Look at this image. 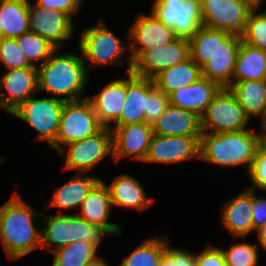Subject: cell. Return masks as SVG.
<instances>
[{
  "label": "cell",
  "instance_id": "1",
  "mask_svg": "<svg viewBox=\"0 0 266 266\" xmlns=\"http://www.w3.org/2000/svg\"><path fill=\"white\" fill-rule=\"evenodd\" d=\"M0 207V238L8 258L23 257L41 247V231L33 224L41 217L30 205L24 203L20 194Z\"/></svg>",
  "mask_w": 266,
  "mask_h": 266
},
{
  "label": "cell",
  "instance_id": "2",
  "mask_svg": "<svg viewBox=\"0 0 266 266\" xmlns=\"http://www.w3.org/2000/svg\"><path fill=\"white\" fill-rule=\"evenodd\" d=\"M58 50L38 66V90L62 95L65 102L86 98L81 96L89 81L86 62L75 54H56Z\"/></svg>",
  "mask_w": 266,
  "mask_h": 266
},
{
  "label": "cell",
  "instance_id": "3",
  "mask_svg": "<svg viewBox=\"0 0 266 266\" xmlns=\"http://www.w3.org/2000/svg\"><path fill=\"white\" fill-rule=\"evenodd\" d=\"M260 142V135L250 129L203 133L200 139V159L224 167L246 164L249 172Z\"/></svg>",
  "mask_w": 266,
  "mask_h": 266
},
{
  "label": "cell",
  "instance_id": "4",
  "mask_svg": "<svg viewBox=\"0 0 266 266\" xmlns=\"http://www.w3.org/2000/svg\"><path fill=\"white\" fill-rule=\"evenodd\" d=\"M46 224L41 230V247L48 252L56 251L76 241H87L98 249L103 236L112 233L107 229L90 224L77 214H58L56 216H41Z\"/></svg>",
  "mask_w": 266,
  "mask_h": 266
},
{
  "label": "cell",
  "instance_id": "5",
  "mask_svg": "<svg viewBox=\"0 0 266 266\" xmlns=\"http://www.w3.org/2000/svg\"><path fill=\"white\" fill-rule=\"evenodd\" d=\"M64 104L61 98L31 96L11 114L32 126L38 132L37 140H45L51 147L56 141Z\"/></svg>",
  "mask_w": 266,
  "mask_h": 266
},
{
  "label": "cell",
  "instance_id": "6",
  "mask_svg": "<svg viewBox=\"0 0 266 266\" xmlns=\"http://www.w3.org/2000/svg\"><path fill=\"white\" fill-rule=\"evenodd\" d=\"M249 120L233 92L221 87L201 117V128L203 133L239 131L248 129Z\"/></svg>",
  "mask_w": 266,
  "mask_h": 266
},
{
  "label": "cell",
  "instance_id": "7",
  "mask_svg": "<svg viewBox=\"0 0 266 266\" xmlns=\"http://www.w3.org/2000/svg\"><path fill=\"white\" fill-rule=\"evenodd\" d=\"M102 126L87 98L65 102L55 143L51 146L60 151L61 144H69L96 134Z\"/></svg>",
  "mask_w": 266,
  "mask_h": 266
},
{
  "label": "cell",
  "instance_id": "8",
  "mask_svg": "<svg viewBox=\"0 0 266 266\" xmlns=\"http://www.w3.org/2000/svg\"><path fill=\"white\" fill-rule=\"evenodd\" d=\"M128 48L129 46L112 33L102 20L96 26L84 30L79 41L83 60H88L91 67L123 64L120 60Z\"/></svg>",
  "mask_w": 266,
  "mask_h": 266
},
{
  "label": "cell",
  "instance_id": "9",
  "mask_svg": "<svg viewBox=\"0 0 266 266\" xmlns=\"http://www.w3.org/2000/svg\"><path fill=\"white\" fill-rule=\"evenodd\" d=\"M67 149L66 155L64 147L58 151L65 159L63 171L75 169L84 174L107 156H113L112 131L102 127L92 136L67 144Z\"/></svg>",
  "mask_w": 266,
  "mask_h": 266
},
{
  "label": "cell",
  "instance_id": "10",
  "mask_svg": "<svg viewBox=\"0 0 266 266\" xmlns=\"http://www.w3.org/2000/svg\"><path fill=\"white\" fill-rule=\"evenodd\" d=\"M202 25L230 34L244 32L254 7L245 0H200Z\"/></svg>",
  "mask_w": 266,
  "mask_h": 266
},
{
  "label": "cell",
  "instance_id": "11",
  "mask_svg": "<svg viewBox=\"0 0 266 266\" xmlns=\"http://www.w3.org/2000/svg\"><path fill=\"white\" fill-rule=\"evenodd\" d=\"M153 13L177 37L191 38L202 25L200 0H154Z\"/></svg>",
  "mask_w": 266,
  "mask_h": 266
},
{
  "label": "cell",
  "instance_id": "12",
  "mask_svg": "<svg viewBox=\"0 0 266 266\" xmlns=\"http://www.w3.org/2000/svg\"><path fill=\"white\" fill-rule=\"evenodd\" d=\"M241 43V35L215 29L214 55L201 68L202 76L217 83L220 87H229L232 83Z\"/></svg>",
  "mask_w": 266,
  "mask_h": 266
},
{
  "label": "cell",
  "instance_id": "13",
  "mask_svg": "<svg viewBox=\"0 0 266 266\" xmlns=\"http://www.w3.org/2000/svg\"><path fill=\"white\" fill-rule=\"evenodd\" d=\"M189 57V40L177 37L169 44L143 52L132 63L131 72L139 77L153 79L162 70L183 63Z\"/></svg>",
  "mask_w": 266,
  "mask_h": 266
},
{
  "label": "cell",
  "instance_id": "14",
  "mask_svg": "<svg viewBox=\"0 0 266 266\" xmlns=\"http://www.w3.org/2000/svg\"><path fill=\"white\" fill-rule=\"evenodd\" d=\"M131 26L128 37L133 41L128 44L131 56L127 72L131 71L132 63L143 52L169 44L177 38L174 30L166 27L153 13L150 16L140 14Z\"/></svg>",
  "mask_w": 266,
  "mask_h": 266
},
{
  "label": "cell",
  "instance_id": "15",
  "mask_svg": "<svg viewBox=\"0 0 266 266\" xmlns=\"http://www.w3.org/2000/svg\"><path fill=\"white\" fill-rule=\"evenodd\" d=\"M201 136H163L153 134L144 162L180 163L200 158Z\"/></svg>",
  "mask_w": 266,
  "mask_h": 266
},
{
  "label": "cell",
  "instance_id": "16",
  "mask_svg": "<svg viewBox=\"0 0 266 266\" xmlns=\"http://www.w3.org/2000/svg\"><path fill=\"white\" fill-rule=\"evenodd\" d=\"M113 158L118 162L122 157L144 162L153 135L152 125L146 122L115 126L111 128Z\"/></svg>",
  "mask_w": 266,
  "mask_h": 266
},
{
  "label": "cell",
  "instance_id": "17",
  "mask_svg": "<svg viewBox=\"0 0 266 266\" xmlns=\"http://www.w3.org/2000/svg\"><path fill=\"white\" fill-rule=\"evenodd\" d=\"M29 28L57 49L73 34L72 18L63 11L43 9L29 1Z\"/></svg>",
  "mask_w": 266,
  "mask_h": 266
},
{
  "label": "cell",
  "instance_id": "18",
  "mask_svg": "<svg viewBox=\"0 0 266 266\" xmlns=\"http://www.w3.org/2000/svg\"><path fill=\"white\" fill-rule=\"evenodd\" d=\"M0 88H4L7 94L0 93V108L9 113L15 110L38 90V67L29 66L7 70L0 77ZM1 90V89H0Z\"/></svg>",
  "mask_w": 266,
  "mask_h": 266
},
{
  "label": "cell",
  "instance_id": "19",
  "mask_svg": "<svg viewBox=\"0 0 266 266\" xmlns=\"http://www.w3.org/2000/svg\"><path fill=\"white\" fill-rule=\"evenodd\" d=\"M126 100L115 126L145 122L147 93L155 86L152 78H143L127 72Z\"/></svg>",
  "mask_w": 266,
  "mask_h": 266
},
{
  "label": "cell",
  "instance_id": "20",
  "mask_svg": "<svg viewBox=\"0 0 266 266\" xmlns=\"http://www.w3.org/2000/svg\"><path fill=\"white\" fill-rule=\"evenodd\" d=\"M220 88L217 83L201 76L191 85L171 92L168 95L169 104L202 117Z\"/></svg>",
  "mask_w": 266,
  "mask_h": 266
},
{
  "label": "cell",
  "instance_id": "21",
  "mask_svg": "<svg viewBox=\"0 0 266 266\" xmlns=\"http://www.w3.org/2000/svg\"><path fill=\"white\" fill-rule=\"evenodd\" d=\"M95 111L100 125L110 128V123L119 120L126 100V79H117L108 83L93 97H86Z\"/></svg>",
  "mask_w": 266,
  "mask_h": 266
},
{
  "label": "cell",
  "instance_id": "22",
  "mask_svg": "<svg viewBox=\"0 0 266 266\" xmlns=\"http://www.w3.org/2000/svg\"><path fill=\"white\" fill-rule=\"evenodd\" d=\"M153 134L163 136H202L201 117L180 107L168 105L152 124Z\"/></svg>",
  "mask_w": 266,
  "mask_h": 266
},
{
  "label": "cell",
  "instance_id": "23",
  "mask_svg": "<svg viewBox=\"0 0 266 266\" xmlns=\"http://www.w3.org/2000/svg\"><path fill=\"white\" fill-rule=\"evenodd\" d=\"M112 202L109 190L101 179L89 192L80 205L81 212L77 214L90 224L107 228L112 235L120 234L121 227L107 222L111 213Z\"/></svg>",
  "mask_w": 266,
  "mask_h": 266
},
{
  "label": "cell",
  "instance_id": "24",
  "mask_svg": "<svg viewBox=\"0 0 266 266\" xmlns=\"http://www.w3.org/2000/svg\"><path fill=\"white\" fill-rule=\"evenodd\" d=\"M222 209V223L234 240H237V237L244 240L254 231L250 188L229 200Z\"/></svg>",
  "mask_w": 266,
  "mask_h": 266
},
{
  "label": "cell",
  "instance_id": "25",
  "mask_svg": "<svg viewBox=\"0 0 266 266\" xmlns=\"http://www.w3.org/2000/svg\"><path fill=\"white\" fill-rule=\"evenodd\" d=\"M107 187L112 206L130 207L143 211L154 202L153 198H147L139 181L129 174L119 175Z\"/></svg>",
  "mask_w": 266,
  "mask_h": 266
},
{
  "label": "cell",
  "instance_id": "26",
  "mask_svg": "<svg viewBox=\"0 0 266 266\" xmlns=\"http://www.w3.org/2000/svg\"><path fill=\"white\" fill-rule=\"evenodd\" d=\"M78 174L54 191L48 207H59L61 209L59 214L63 213L62 209L70 210L80 207L91 189L101 180L99 177H82L80 173Z\"/></svg>",
  "mask_w": 266,
  "mask_h": 266
},
{
  "label": "cell",
  "instance_id": "27",
  "mask_svg": "<svg viewBox=\"0 0 266 266\" xmlns=\"http://www.w3.org/2000/svg\"><path fill=\"white\" fill-rule=\"evenodd\" d=\"M245 114L251 119L254 116L264 115L266 111V80L232 81L228 87Z\"/></svg>",
  "mask_w": 266,
  "mask_h": 266
},
{
  "label": "cell",
  "instance_id": "28",
  "mask_svg": "<svg viewBox=\"0 0 266 266\" xmlns=\"http://www.w3.org/2000/svg\"><path fill=\"white\" fill-rule=\"evenodd\" d=\"M266 80V51L241 43L232 81Z\"/></svg>",
  "mask_w": 266,
  "mask_h": 266
},
{
  "label": "cell",
  "instance_id": "29",
  "mask_svg": "<svg viewBox=\"0 0 266 266\" xmlns=\"http://www.w3.org/2000/svg\"><path fill=\"white\" fill-rule=\"evenodd\" d=\"M29 0H0V23L4 37L18 38L30 31Z\"/></svg>",
  "mask_w": 266,
  "mask_h": 266
},
{
  "label": "cell",
  "instance_id": "30",
  "mask_svg": "<svg viewBox=\"0 0 266 266\" xmlns=\"http://www.w3.org/2000/svg\"><path fill=\"white\" fill-rule=\"evenodd\" d=\"M202 76L201 68L189 57L186 61L162 70L153 80L165 94L191 85Z\"/></svg>",
  "mask_w": 266,
  "mask_h": 266
},
{
  "label": "cell",
  "instance_id": "31",
  "mask_svg": "<svg viewBox=\"0 0 266 266\" xmlns=\"http://www.w3.org/2000/svg\"><path fill=\"white\" fill-rule=\"evenodd\" d=\"M165 251L166 237H153L141 243L120 266H159Z\"/></svg>",
  "mask_w": 266,
  "mask_h": 266
},
{
  "label": "cell",
  "instance_id": "32",
  "mask_svg": "<svg viewBox=\"0 0 266 266\" xmlns=\"http://www.w3.org/2000/svg\"><path fill=\"white\" fill-rule=\"evenodd\" d=\"M97 248L87 241H76L54 251L52 266H84L97 256Z\"/></svg>",
  "mask_w": 266,
  "mask_h": 266
},
{
  "label": "cell",
  "instance_id": "33",
  "mask_svg": "<svg viewBox=\"0 0 266 266\" xmlns=\"http://www.w3.org/2000/svg\"><path fill=\"white\" fill-rule=\"evenodd\" d=\"M188 40L190 57L202 68L214 55L215 28L201 25Z\"/></svg>",
  "mask_w": 266,
  "mask_h": 266
},
{
  "label": "cell",
  "instance_id": "34",
  "mask_svg": "<svg viewBox=\"0 0 266 266\" xmlns=\"http://www.w3.org/2000/svg\"><path fill=\"white\" fill-rule=\"evenodd\" d=\"M16 40L28 62L36 67H38L37 61L43 60L42 63H44L57 49L48 40L30 31L22 34Z\"/></svg>",
  "mask_w": 266,
  "mask_h": 266
},
{
  "label": "cell",
  "instance_id": "35",
  "mask_svg": "<svg viewBox=\"0 0 266 266\" xmlns=\"http://www.w3.org/2000/svg\"><path fill=\"white\" fill-rule=\"evenodd\" d=\"M254 8L248 17L242 41L266 51V11L257 13Z\"/></svg>",
  "mask_w": 266,
  "mask_h": 266
},
{
  "label": "cell",
  "instance_id": "36",
  "mask_svg": "<svg viewBox=\"0 0 266 266\" xmlns=\"http://www.w3.org/2000/svg\"><path fill=\"white\" fill-rule=\"evenodd\" d=\"M257 248V245L243 242L232 245L229 250L222 249L226 266H258Z\"/></svg>",
  "mask_w": 266,
  "mask_h": 266
},
{
  "label": "cell",
  "instance_id": "37",
  "mask_svg": "<svg viewBox=\"0 0 266 266\" xmlns=\"http://www.w3.org/2000/svg\"><path fill=\"white\" fill-rule=\"evenodd\" d=\"M0 60L7 70L32 66L15 38L4 37L0 44Z\"/></svg>",
  "mask_w": 266,
  "mask_h": 266
},
{
  "label": "cell",
  "instance_id": "38",
  "mask_svg": "<svg viewBox=\"0 0 266 266\" xmlns=\"http://www.w3.org/2000/svg\"><path fill=\"white\" fill-rule=\"evenodd\" d=\"M169 105L168 95L156 85L147 93V105L145 122L153 124L166 110Z\"/></svg>",
  "mask_w": 266,
  "mask_h": 266
},
{
  "label": "cell",
  "instance_id": "39",
  "mask_svg": "<svg viewBox=\"0 0 266 266\" xmlns=\"http://www.w3.org/2000/svg\"><path fill=\"white\" fill-rule=\"evenodd\" d=\"M253 186L250 188L255 191L256 188L266 191V143L260 142L253 160L252 167L248 172Z\"/></svg>",
  "mask_w": 266,
  "mask_h": 266
},
{
  "label": "cell",
  "instance_id": "40",
  "mask_svg": "<svg viewBox=\"0 0 266 266\" xmlns=\"http://www.w3.org/2000/svg\"><path fill=\"white\" fill-rule=\"evenodd\" d=\"M82 0H37L35 5L43 9L63 11L71 18L79 11Z\"/></svg>",
  "mask_w": 266,
  "mask_h": 266
},
{
  "label": "cell",
  "instance_id": "41",
  "mask_svg": "<svg viewBox=\"0 0 266 266\" xmlns=\"http://www.w3.org/2000/svg\"><path fill=\"white\" fill-rule=\"evenodd\" d=\"M196 266H226L222 249L209 245L197 255Z\"/></svg>",
  "mask_w": 266,
  "mask_h": 266
},
{
  "label": "cell",
  "instance_id": "42",
  "mask_svg": "<svg viewBox=\"0 0 266 266\" xmlns=\"http://www.w3.org/2000/svg\"><path fill=\"white\" fill-rule=\"evenodd\" d=\"M252 196V216L254 231H257L266 223V198L257 197L251 189Z\"/></svg>",
  "mask_w": 266,
  "mask_h": 266
},
{
  "label": "cell",
  "instance_id": "43",
  "mask_svg": "<svg viewBox=\"0 0 266 266\" xmlns=\"http://www.w3.org/2000/svg\"><path fill=\"white\" fill-rule=\"evenodd\" d=\"M168 239H166V253L173 259L177 261V266H196L197 254L188 253L181 248H172L169 246Z\"/></svg>",
  "mask_w": 266,
  "mask_h": 266
},
{
  "label": "cell",
  "instance_id": "44",
  "mask_svg": "<svg viewBox=\"0 0 266 266\" xmlns=\"http://www.w3.org/2000/svg\"><path fill=\"white\" fill-rule=\"evenodd\" d=\"M256 232L260 246L266 250V223Z\"/></svg>",
  "mask_w": 266,
  "mask_h": 266
},
{
  "label": "cell",
  "instance_id": "45",
  "mask_svg": "<svg viewBox=\"0 0 266 266\" xmlns=\"http://www.w3.org/2000/svg\"><path fill=\"white\" fill-rule=\"evenodd\" d=\"M159 266H177V261H173V259L164 252Z\"/></svg>",
  "mask_w": 266,
  "mask_h": 266
},
{
  "label": "cell",
  "instance_id": "46",
  "mask_svg": "<svg viewBox=\"0 0 266 266\" xmlns=\"http://www.w3.org/2000/svg\"><path fill=\"white\" fill-rule=\"evenodd\" d=\"M84 266H108L103 258L101 257H96L94 260L86 263Z\"/></svg>",
  "mask_w": 266,
  "mask_h": 266
},
{
  "label": "cell",
  "instance_id": "47",
  "mask_svg": "<svg viewBox=\"0 0 266 266\" xmlns=\"http://www.w3.org/2000/svg\"><path fill=\"white\" fill-rule=\"evenodd\" d=\"M262 119V131L264 132L263 134L260 135V139L262 142L266 143V111L264 115L261 117Z\"/></svg>",
  "mask_w": 266,
  "mask_h": 266
},
{
  "label": "cell",
  "instance_id": "48",
  "mask_svg": "<svg viewBox=\"0 0 266 266\" xmlns=\"http://www.w3.org/2000/svg\"><path fill=\"white\" fill-rule=\"evenodd\" d=\"M249 2L254 8H258L262 0H245Z\"/></svg>",
  "mask_w": 266,
  "mask_h": 266
},
{
  "label": "cell",
  "instance_id": "49",
  "mask_svg": "<svg viewBox=\"0 0 266 266\" xmlns=\"http://www.w3.org/2000/svg\"><path fill=\"white\" fill-rule=\"evenodd\" d=\"M0 38H4V34H3L2 27H1V23H0Z\"/></svg>",
  "mask_w": 266,
  "mask_h": 266
}]
</instances>
